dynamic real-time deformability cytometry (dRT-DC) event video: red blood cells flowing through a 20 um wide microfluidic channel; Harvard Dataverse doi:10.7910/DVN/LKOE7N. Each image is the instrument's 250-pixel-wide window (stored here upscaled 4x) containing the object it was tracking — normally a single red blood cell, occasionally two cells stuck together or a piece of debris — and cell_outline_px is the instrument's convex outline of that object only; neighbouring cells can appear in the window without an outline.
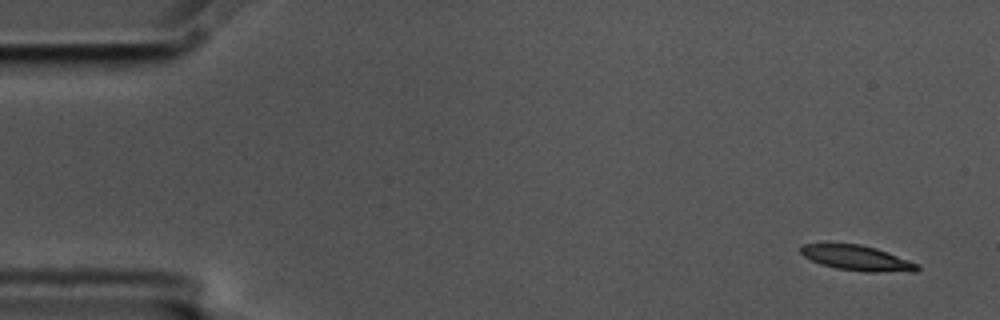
{"species": "common noctule bat (a hibernating species)", "species_latin": "Nyctalus noctula", "temperature_condition": "cold", "stored_images_in_passage": 6, "camera_frame_rate_fps": 3000, "um_per_image_px": 0.085, "animal": {"sex": "male", "body_mass_g": 17.5, "forearm_length_mm": 52.3}, "frame": {"image": 1, "passage_image": 1, "time_ms": 0.0, "image_size_px": [1000, 320], "cell_outline_px": [[920, 268], [916, 272], [864, 272], [836, 268], [820, 264], [804, 256], [800, 252], [800, 248], [804, 244], [860, 244], [876, 248], [888, 252], [920, 264]], "centroid_in_image_um": [72.92, 21.95], "position_along_channel_um": 12.1, "area_um2": 17.17}}
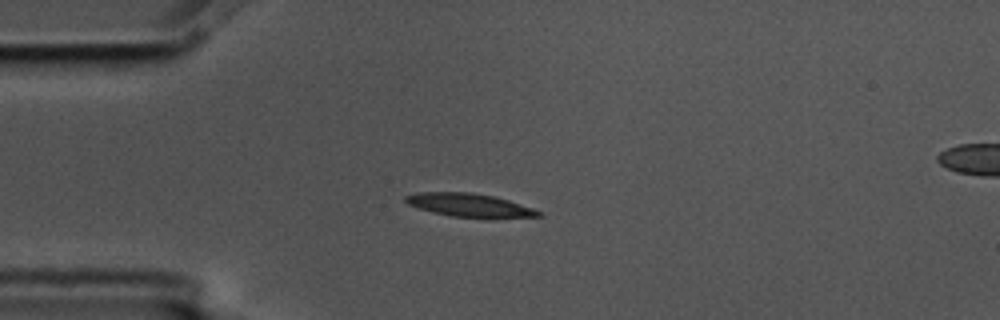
{"frame": {"image": 2, "passage_image": 4, "time_ms": 1.0, "image_size_px": [1000, 320], "cell_outline_px": [[544, 216], [452, 216], [432, 212], [408, 204], [404, 200], [404, 196], [416, 192], [472, 192], [496, 196], [532, 208], [540, 212]], "centroid_in_image_um": [39.8, 17.39], "position_along_channel_um": 45.2, "area_um2": 17.4}}